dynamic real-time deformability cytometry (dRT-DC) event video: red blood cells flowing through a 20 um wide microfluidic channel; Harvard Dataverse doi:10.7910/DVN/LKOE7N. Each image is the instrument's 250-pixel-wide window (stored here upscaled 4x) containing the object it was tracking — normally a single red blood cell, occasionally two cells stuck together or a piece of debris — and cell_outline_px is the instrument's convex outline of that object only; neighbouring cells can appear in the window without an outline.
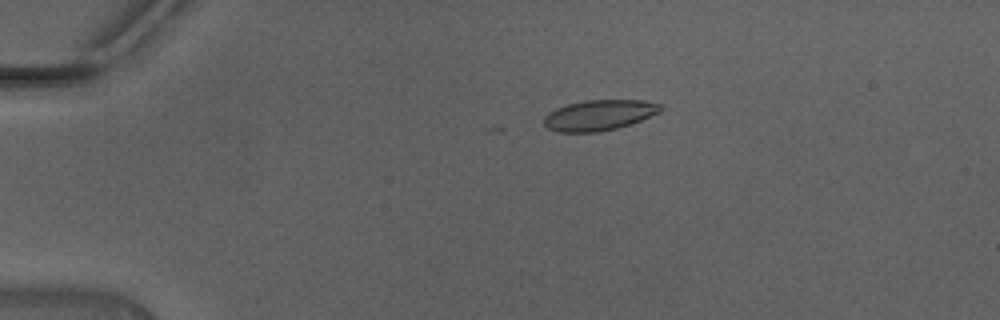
{"species": "Egyptian fruit bat (a non-hibernating species)", "species_latin": "Rousettus aegyptiacus", "temperature_condition": "warm", "stored_images_in_passage": 5, "camera_frame_rate_fps": 3000, "um_per_image_px": 0.085, "animal": {"sex": "male"}, "frame": {"image": 1, "passage_image": 1, "time_ms": 0.0, "image_size_px": [1000, 320], "cell_outline_px": [[664, 108], [660, 112], [632, 124], [616, 128], [596, 132], [560, 132], [548, 128], [544, 124], [544, 116], [548, 112], [556, 108], [568, 104], [584, 100], [644, 100], [660, 104]], "centroid_in_image_um": [50.94, 9.78], "position_along_channel_um": 34.1, "area_um2": 20.81}}